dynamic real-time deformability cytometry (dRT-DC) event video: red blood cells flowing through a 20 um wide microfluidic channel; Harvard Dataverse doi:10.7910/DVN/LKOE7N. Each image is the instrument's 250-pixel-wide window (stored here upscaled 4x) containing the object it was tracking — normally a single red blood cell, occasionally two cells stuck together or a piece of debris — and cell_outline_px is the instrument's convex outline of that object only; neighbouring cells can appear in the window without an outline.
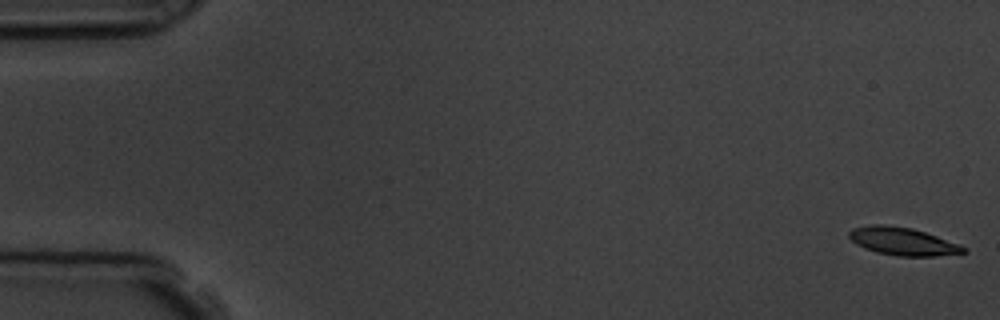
{"species": "common noctule bat (a hibernating species)", "species_latin": "Nyctalus noctula", "temperature_condition": "room temperature", "stored_images_in_passage": 54, "camera_frame_rate_fps": 3000, "um_per_image_px": 0.085, "animal": {"sex": "male", "body_mass_g": 19.5, "forearm_length_mm": 54.6}, "frame": {"image": 1, "passage_image": 1, "time_ms": 0.0, "image_size_px": [1000, 320], "cell_outline_px": [[968, 252], [936, 256], [900, 256], [876, 252], [864, 248], [856, 244], [848, 236], [848, 232], [852, 228], [868, 224], [884, 224], [912, 228], [960, 244], [968, 248]], "centroid_in_image_um": [76.72, 20.51], "position_along_channel_um": 8.3, "area_um2": 18.67}}
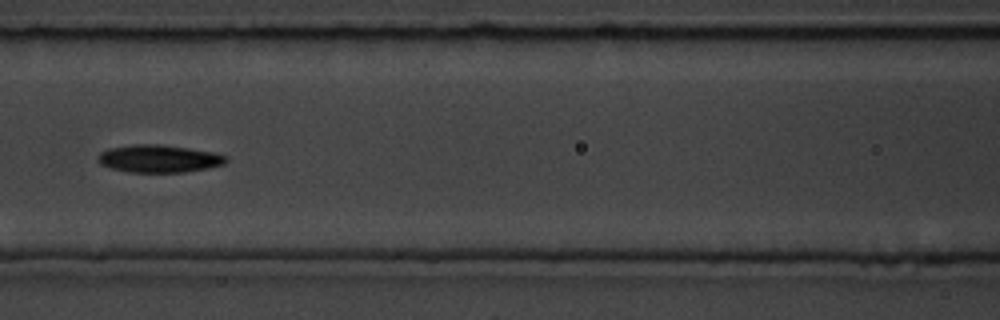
{"frame": {"image": 2, "passage_image": 24, "time_ms": 7.667, "image_size_px": [1000, 320], "cell_outline_px": [[228, 160], [224, 164], [208, 168], [184, 172], [128, 172], [112, 168], [100, 164], [96, 160], [96, 156], [100, 152], [108, 148], [132, 144], [160, 144], [188, 148], [212, 152], [228, 156]], "centroid_in_image_um": [13.47, 13.48], "position_along_channel_um": 153.1, "area_um2": 20.75}}
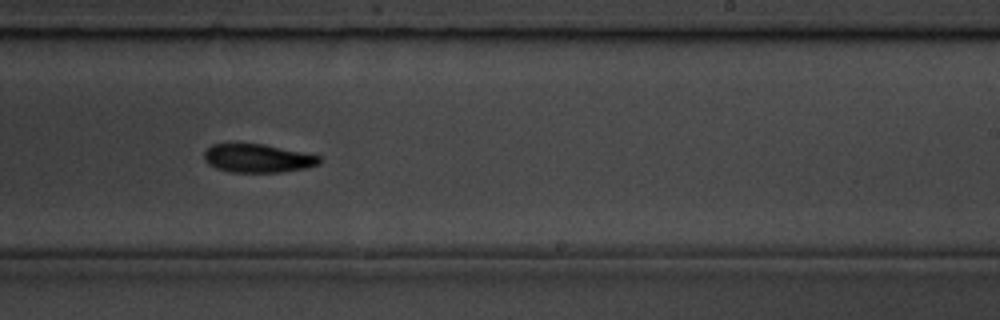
{"frame": {"image": 3, "passage_image": 33, "time_ms": 10.667, "image_size_px": [1000, 320], "cell_outline_px": [[320, 164], [304, 168], [280, 172], [232, 172], [216, 168], [208, 164], [204, 160], [204, 152], [212, 144], [264, 144], [304, 152], [320, 156]], "centroid_in_image_um": [21.9, 13.45], "position_along_channel_um": 267.1, "area_um2": 19.02}, "authors_computed_cell_mechanics": {"area_um2": 19.3919, "velocity_mm_per_s": 3.8148, "shape_relaxation_time_tau1_ms": 3.273, "shape_relaxation_time_tau2_ms": null, "deformation_change_tau1": 0.1245, "deformation_change_tau2": null}}